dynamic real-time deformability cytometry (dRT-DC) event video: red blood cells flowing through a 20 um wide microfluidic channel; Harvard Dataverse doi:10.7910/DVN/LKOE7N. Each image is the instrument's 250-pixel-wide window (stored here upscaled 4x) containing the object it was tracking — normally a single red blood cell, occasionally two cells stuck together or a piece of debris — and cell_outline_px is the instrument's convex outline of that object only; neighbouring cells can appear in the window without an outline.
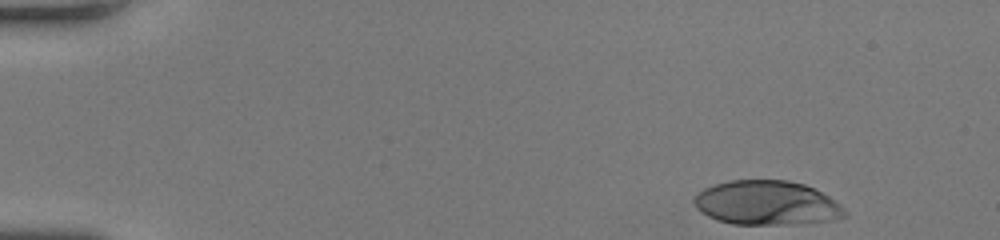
{"species": "human", "species_latin": "Homo sapiens", "temperature_condition": "room temperature", "stored_images_in_passage": 39, "camera_frame_rate_fps": 3000, "um_per_image_px": 0.085, "donor": {"sex": "female"}, "frame": {"image": 1, "passage_image": 1, "time_ms": 0.0, "image_size_px": [1000, 240], "cell_outline_px": [[848, 216], [832, 220], [796, 224], [732, 224], [716, 220], [700, 212], [696, 208], [692, 200], [692, 196], [696, 192], [704, 188], [728, 180], [788, 180], [804, 184], [828, 196], [844, 208], [848, 212]], "centroid_in_image_um": [65.13, 17.25], "position_along_channel_um": 19.9, "area_um2": 39.19}}
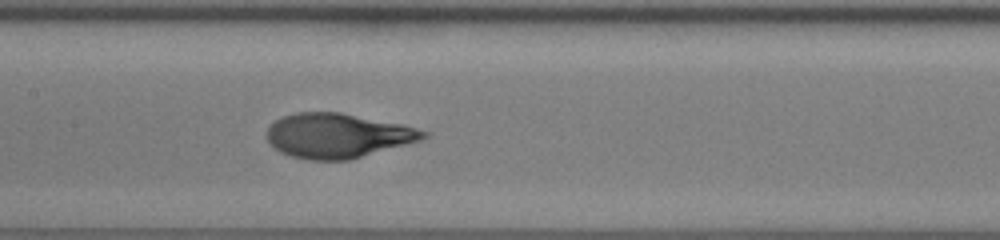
{"frame": {"image": 2, "passage_image": 21, "time_ms": 6.667, "image_size_px": [1000, 240], "cell_outline_px": [[428, 136], [420, 140], [348, 160], [308, 160], [292, 156], [280, 152], [268, 140], [264, 132], [276, 120], [284, 116], [296, 112], [340, 112], [404, 124], [428, 132]], "centroid_in_image_um": [28.69, 11.52], "position_along_channel_um": 178.7, "area_um2": 40.46}}
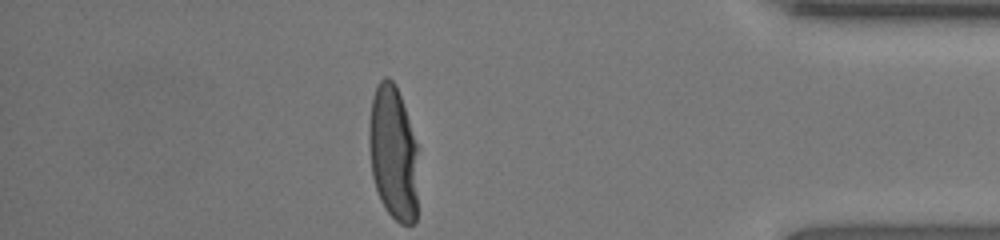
{"frame": {"image": 3, "passage_image": 39, "time_ms": 12.667, "image_size_px": [1000, 240], "cell_outline_px": [[416, 220], [412, 224], [400, 224], [384, 208], [380, 200], [372, 176], [368, 144], [368, 128], [372, 96], [376, 84], [384, 76], [388, 76], [396, 84], [416, 144]], "centroid_in_image_um": [33.37, 12.97], "position_along_channel_um": 401.8, "area_um2": 38.44}, "authors_computed_cell_mechanics": {"area_um2": 39.8242, "velocity_mm_per_s": 4.2693, "shape_relaxation_time_tau1_ms": 4.3923, "shape_relaxation_time_tau2_ms": null, "deformation_change_tau1": 0.2864, "deformation_change_tau2": null}}